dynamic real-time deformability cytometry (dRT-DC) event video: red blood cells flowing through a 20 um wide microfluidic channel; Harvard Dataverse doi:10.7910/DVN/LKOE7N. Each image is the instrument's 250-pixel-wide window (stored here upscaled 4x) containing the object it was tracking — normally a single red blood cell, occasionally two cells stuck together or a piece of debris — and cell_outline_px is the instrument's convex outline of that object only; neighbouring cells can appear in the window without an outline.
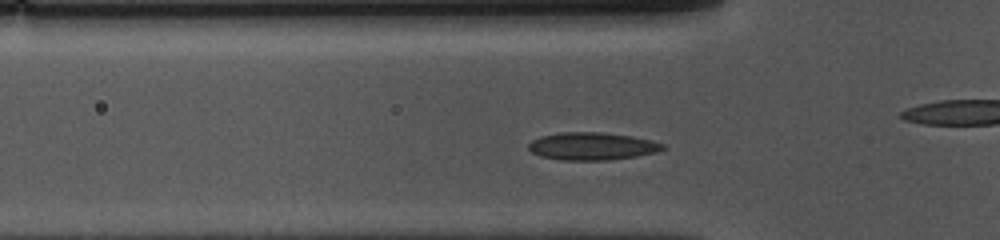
{"species": "common noctule bat (a hibernating species)", "species_latin": "Nyctalus noctula", "temperature_condition": "cold", "stored_images_in_passage": 33, "camera_frame_rate_fps": 3000, "um_per_image_px": 0.085, "animal": {"sex": "female", "body_mass_g": 10.0, "forearm_length_mm": 53.1}, "frame": {"image": 1, "passage_image": 5, "time_ms": 1.333, "image_size_px": [1000, 240], "cell_outline_px": [[664, 148], [656, 152], [636, 156], [608, 160], [560, 160], [540, 156], [532, 152], [528, 148], [528, 144], [532, 140], [540, 136], [560, 132], [600, 132], [632, 136], [652, 140], [664, 144]], "centroid_in_image_um": [50.3, 12.42], "position_along_channel_um": 75.5, "area_um2": 21.62}}
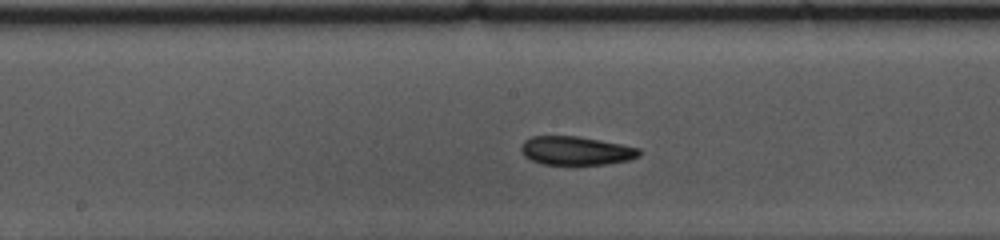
{"frame": {"image": 2, "passage_image": 15, "time_ms": 4.667, "image_size_px": [1000, 240], "cell_outline_px": [[640, 156], [628, 160], [604, 164], [540, 164], [524, 156], [520, 152], [520, 148], [524, 140], [532, 136], [576, 136], [600, 140], [640, 148]], "centroid_in_image_um": [48.92, 12.8], "position_along_channel_um": 199.3, "area_um2": 19.65}}
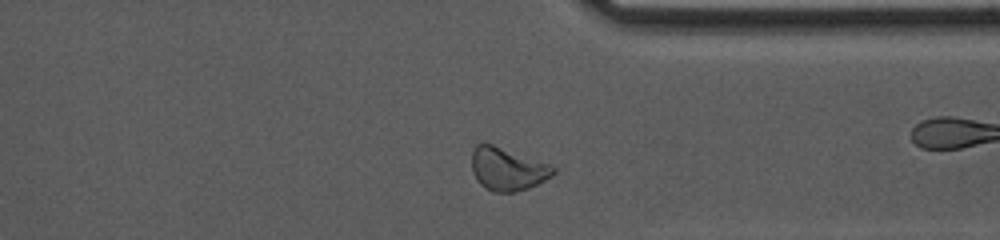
{"frame": {"image": 3, "passage_image": 29, "time_ms": 9.333, "image_size_px": [1000, 240], "cell_outline_px": [[556, 172], [552, 176], [528, 188], [516, 192], [492, 192], [484, 188], [476, 180], [472, 168], [472, 152], [476, 144], [492, 144], [552, 164], [556, 168]], "centroid_in_image_um": [43.15, 14.37], "position_along_channel_um": 368.3, "area_um2": 20.52}, "authors_computed_cell_mechanics": {"area_um2": 20.1722, "velocity_mm_per_s": 3.6871, "shape_relaxation_time_tau1_ms": 7.9085, "shape_relaxation_time_tau2_ms": 6.3897, "deformation_change_tau1": 0.123, "deformation_change_tau2": 0.1073}}